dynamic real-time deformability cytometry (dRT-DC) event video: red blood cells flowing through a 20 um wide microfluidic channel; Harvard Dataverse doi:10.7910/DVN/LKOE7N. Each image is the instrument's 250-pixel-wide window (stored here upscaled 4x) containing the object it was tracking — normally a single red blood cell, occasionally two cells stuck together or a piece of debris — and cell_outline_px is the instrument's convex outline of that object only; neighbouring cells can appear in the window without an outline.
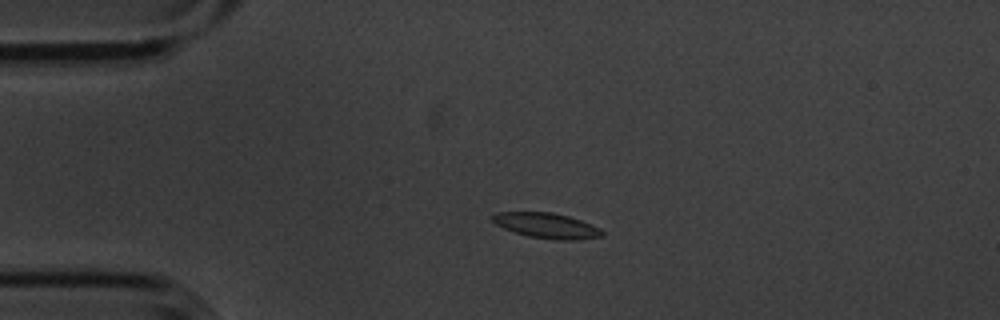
{"species": "common noctule bat (a hibernating species)", "species_latin": "Nyctalus noctula", "temperature_condition": "cold", "stored_images_in_passage": 5, "camera_frame_rate_fps": 3000, "um_per_image_px": 0.085, "animal": {"sex": "male", "body_mass_g": 20.1, "forearm_length_mm": 53.5}, "frame": {"image": 1, "passage_image": 4, "time_ms": 1.0, "image_size_px": [1000, 320], "cell_outline_px": [[604, 236], [580, 240], [556, 240], [528, 236], [504, 228], [496, 224], [492, 220], [492, 216], [496, 212], [552, 212], [568, 216], [592, 224], [600, 228], [604, 232]], "centroid_in_image_um": [46.51, 19.18], "position_along_channel_um": 38.5, "area_um2": 16.18}}